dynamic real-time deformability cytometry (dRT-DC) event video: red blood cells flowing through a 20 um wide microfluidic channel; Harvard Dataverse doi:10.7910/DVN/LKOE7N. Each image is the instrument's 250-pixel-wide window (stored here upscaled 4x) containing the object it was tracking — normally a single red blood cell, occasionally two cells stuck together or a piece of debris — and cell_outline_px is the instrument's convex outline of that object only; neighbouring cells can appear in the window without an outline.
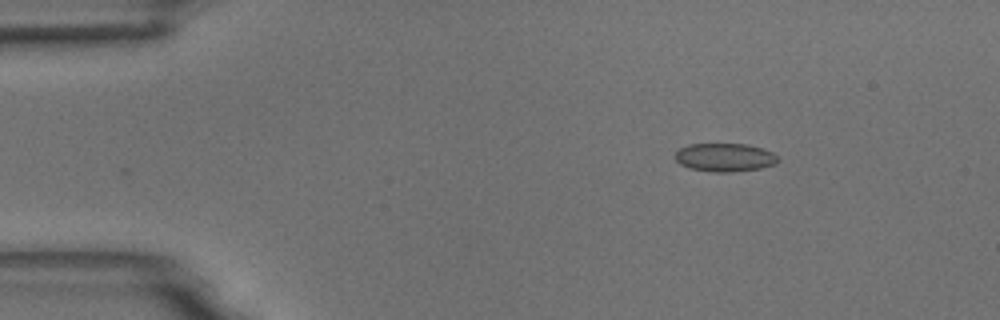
{"species": "common noctule bat (a hibernating species)", "species_latin": "Nyctalus noctula", "temperature_condition": "room temperature", "stored_images_in_passage": 2, "camera_frame_rate_fps": 3000, "um_per_image_px": 0.085, "animal": {"sex": "male", "body_mass_g": 18.8}, "frame": {"image": 1, "passage_image": 2, "time_ms": 2.0, "image_size_px": [1000, 320], "cell_outline_px": [[780, 160], [776, 164], [760, 168], [732, 172], [712, 172], [688, 168], [680, 164], [676, 160], [676, 152], [680, 148], [688, 144], [748, 144], [772, 152]], "centroid_in_image_um": [61.6, 13.38], "position_along_channel_um": 23.4, "area_um2": 16.99}}